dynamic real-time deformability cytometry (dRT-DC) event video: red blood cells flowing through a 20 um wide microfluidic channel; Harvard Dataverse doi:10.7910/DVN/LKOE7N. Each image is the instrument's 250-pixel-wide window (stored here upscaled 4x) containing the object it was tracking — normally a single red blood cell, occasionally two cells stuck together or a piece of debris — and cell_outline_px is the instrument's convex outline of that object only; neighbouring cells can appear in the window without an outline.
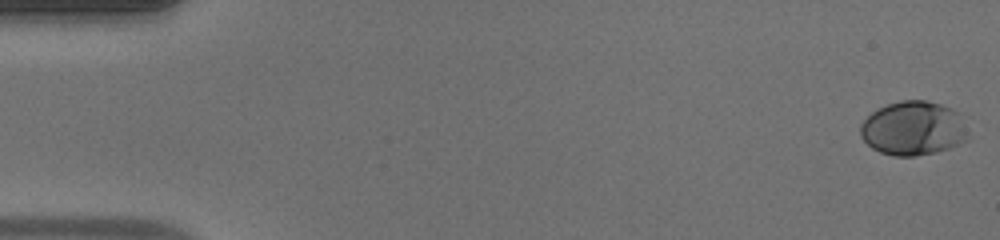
{"species": "human", "species_latin": "Homo sapiens", "temperature_condition": "warm", "stored_images_in_passage": 50, "camera_frame_rate_fps": 3000, "um_per_image_px": 0.085, "donor": {"sex": "male"}, "frame": {"image": 1, "passage_image": 1, "time_ms": 0.0, "image_size_px": [1000, 240], "cell_outline_px": [[968, 140], [948, 148], [936, 152], [916, 156], [896, 156], [880, 152], [872, 148], [860, 136], [860, 124], [872, 112], [888, 104], [900, 100], [928, 100], [952, 108], [960, 112]], "centroid_in_image_um": [77.62, 10.9], "position_along_channel_um": 7.4, "area_um2": 33.93}}
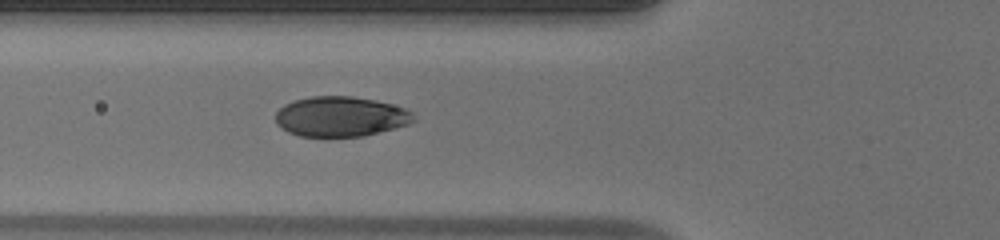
{"frame": {"image": 2, "passage_image": 19, "time_ms": 6.0, "image_size_px": [1000, 240], "cell_outline_px": [[416, 120], [408, 124], [364, 136], [300, 136], [288, 132], [276, 124], [276, 112], [284, 104], [296, 100], [312, 96], [352, 96], [376, 100], [392, 104], [404, 108], [412, 112], [416, 116]], "centroid_in_image_um": [28.96, 9.9], "position_along_channel_um": 96.8, "area_um2": 32.19}}
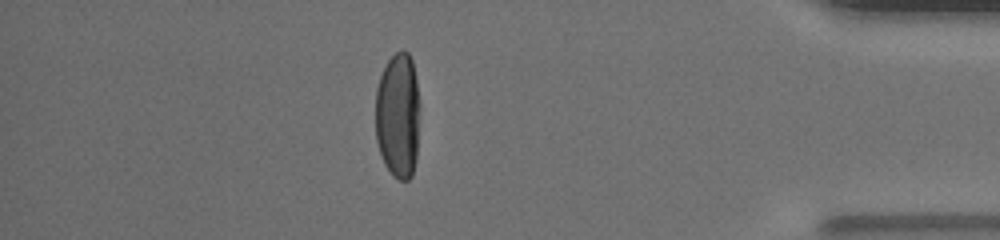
{"frame": {"image": 3, "passage_image": 44, "time_ms": 14.333, "image_size_px": [1000, 240], "cell_outline_px": [[420, 108], [416, 160], [412, 176], [408, 180], [400, 180], [392, 176], [384, 164], [376, 140], [376, 88], [380, 76], [388, 60], [396, 52], [408, 52], [412, 60], [416, 80], [420, 104]], "centroid_in_image_um": [33.84, 9.85], "position_along_channel_um": 401.4, "area_um2": 32.83}, "authors_computed_cell_mechanics": {"area_um2": 33.2061, "velocity_mm_per_s": 4.1151, "shape_relaxation_time_tau1_ms": 3.0951, "shape_relaxation_time_tau2_ms": null, "deformation_change_tau1": 0.1894, "deformation_change_tau2": null}}